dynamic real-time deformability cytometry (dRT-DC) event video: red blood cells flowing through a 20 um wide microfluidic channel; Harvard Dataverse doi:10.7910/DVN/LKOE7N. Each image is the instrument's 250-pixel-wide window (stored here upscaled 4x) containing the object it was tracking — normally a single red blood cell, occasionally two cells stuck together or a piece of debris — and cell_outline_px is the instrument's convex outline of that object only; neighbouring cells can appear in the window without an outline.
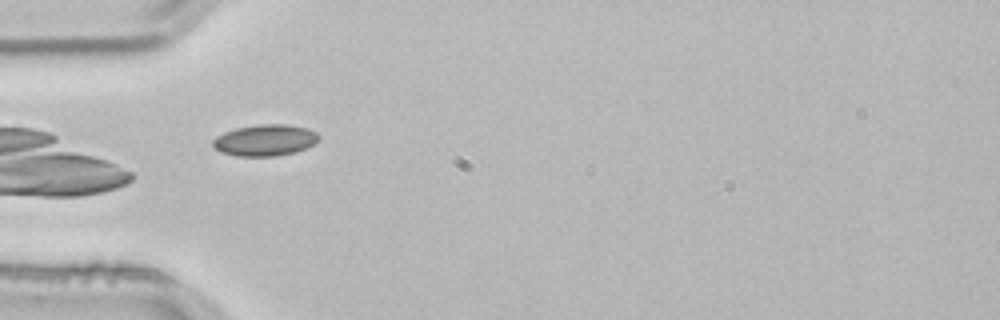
{"species": "common noctule bat (a hibernating species)", "species_latin": "Nyctalus noctula", "temperature_condition": "room temperature", "stored_images_in_passage": 2, "camera_frame_rate_fps": 3000, "um_per_image_px": 0.085, "animal": {"sex": "male", "body_mass_g": 21.5, "forearm_length_mm": 52.0}, "frame": {"image": 1, "passage_image": 2, "time_ms": 0.333, "image_size_px": [1000, 320], "cell_outline_px": [[320, 140], [296, 152], [276, 156], [236, 156], [220, 152], [212, 144], [212, 140], [216, 136], [224, 132], [236, 128], [256, 124], [288, 124], [308, 128], [316, 132], [320, 136]], "centroid_in_image_um": [22.53, 11.91], "position_along_channel_um": 62.5, "area_um2": 19.54}}